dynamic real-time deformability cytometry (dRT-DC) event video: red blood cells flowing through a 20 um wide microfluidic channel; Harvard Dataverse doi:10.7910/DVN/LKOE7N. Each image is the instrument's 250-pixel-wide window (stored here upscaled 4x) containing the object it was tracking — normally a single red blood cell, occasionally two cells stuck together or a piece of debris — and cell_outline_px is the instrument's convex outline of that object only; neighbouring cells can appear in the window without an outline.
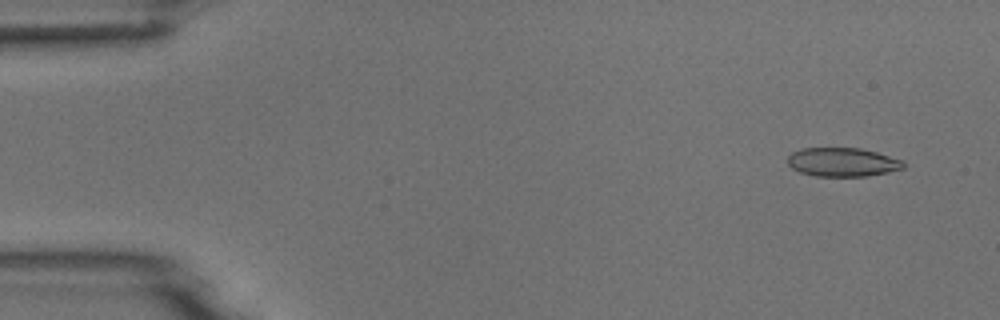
{"species": "common noctule bat (a hibernating species)", "species_latin": "Nyctalus noctula", "temperature_condition": "room temperature", "stored_images_in_passage": 6, "camera_frame_rate_fps": 3000, "um_per_image_px": 0.085, "animal": {"sex": "male", "body_mass_g": 18.8}, "frame": {"image": 1, "passage_image": 1, "time_ms": 0.0, "image_size_px": [1000, 320], "cell_outline_px": [[904, 168], [888, 172], [868, 176], [816, 176], [800, 172], [792, 168], [788, 164], [788, 156], [792, 152], [804, 148], [860, 148], [876, 152], [904, 160]], "centroid_in_image_um": [71.63, 13.78], "position_along_channel_um": 13.4, "area_um2": 19.42}}
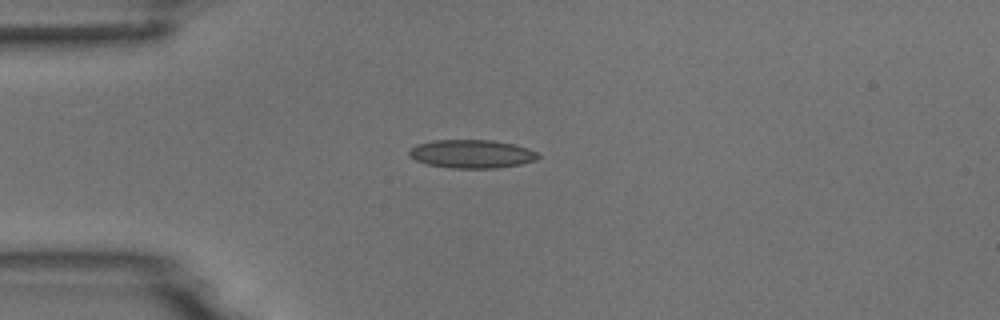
{"frame": {"image": 2, "passage_image": 4, "time_ms": 3.333, "image_size_px": [1000, 320], "cell_outline_px": [[540, 156], [536, 160], [520, 164], [496, 168], [452, 168], [424, 164], [416, 160], [408, 152], [416, 144], [432, 140], [492, 140], [516, 144], [528, 148], [536, 152]], "centroid_in_image_um": [40.1, 13.08], "position_along_channel_um": 44.9, "area_um2": 21.39}}
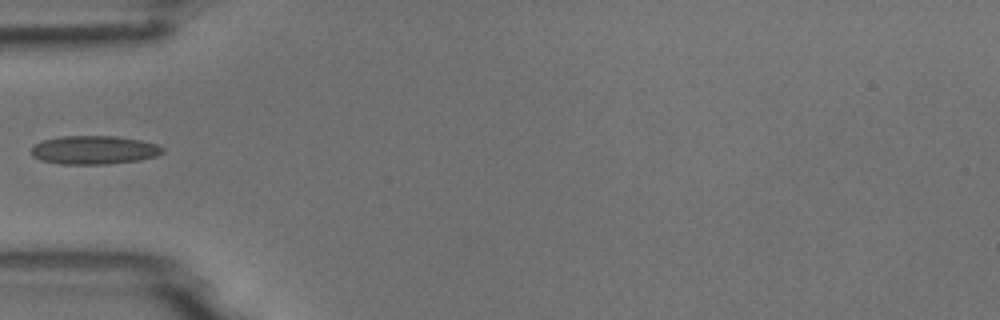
{"frame": {"image": 3, "passage_image": 5, "time_ms": 4.667, "image_size_px": [1000, 320], "cell_outline_px": [[164, 152], [156, 156], [140, 160], [108, 164], [60, 164], [40, 160], [32, 156], [32, 148], [36, 144], [44, 140], [60, 136], [116, 136], [140, 140], [156, 144], [164, 148]], "centroid_in_image_um": [8.01, 12.75], "position_along_channel_um": 77.0, "area_um2": 21.85}}